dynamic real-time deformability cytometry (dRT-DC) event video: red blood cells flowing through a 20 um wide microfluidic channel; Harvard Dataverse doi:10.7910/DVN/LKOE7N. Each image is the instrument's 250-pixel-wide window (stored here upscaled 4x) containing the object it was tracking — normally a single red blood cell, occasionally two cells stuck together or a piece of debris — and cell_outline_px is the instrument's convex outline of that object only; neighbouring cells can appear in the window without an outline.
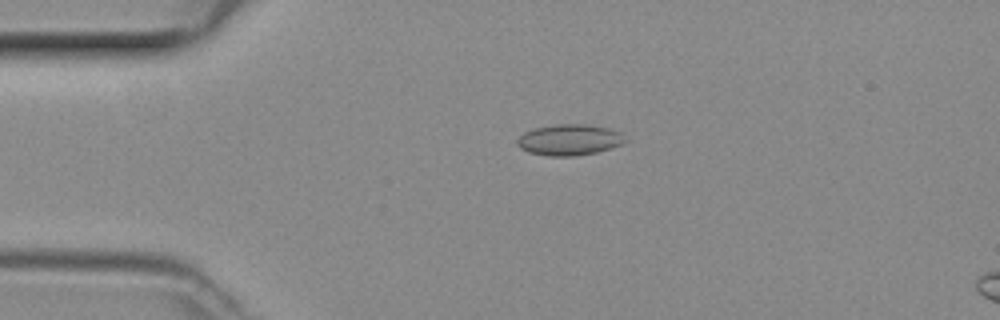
{"species": "common noctule bat (a hibernating species)", "species_latin": "Nyctalus noctula", "temperature_condition": "room temperature", "stored_images_in_passage": 38, "camera_frame_rate_fps": 3000, "um_per_image_px": 0.085, "animal": {"sex": "female", "body_mass_g": 29.2, "forearm_length_mm": 56.3}, "frame": {"image": 1, "passage_image": 1, "time_ms": 0.0, "image_size_px": [1000, 320], "cell_outline_px": [[624, 140], [620, 144], [596, 152], [572, 156], [548, 156], [528, 152], [520, 148], [516, 144], [516, 140], [524, 132], [536, 128], [556, 124], [588, 124], [608, 128], [620, 132]], "centroid_in_image_um": [48.33, 11.88], "position_along_channel_um": 36.7, "area_um2": 19.25}}
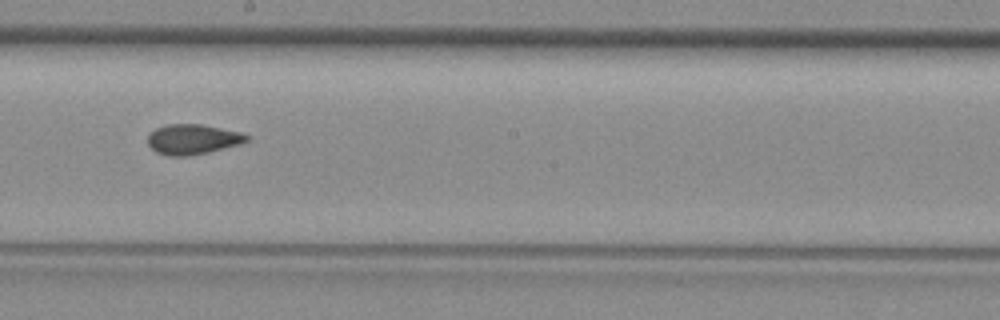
{"frame": {"image": 2, "passage_image": 17, "time_ms": 5.333, "image_size_px": [1000, 320], "cell_outline_px": [[248, 140], [240, 144], [208, 152], [188, 156], [168, 156], [156, 152], [148, 144], [148, 136], [156, 128], [168, 124], [200, 124], [240, 132], [248, 136]], "centroid_in_image_um": [16.36, 11.84], "position_along_channel_um": 231.8, "area_um2": 17.17}}
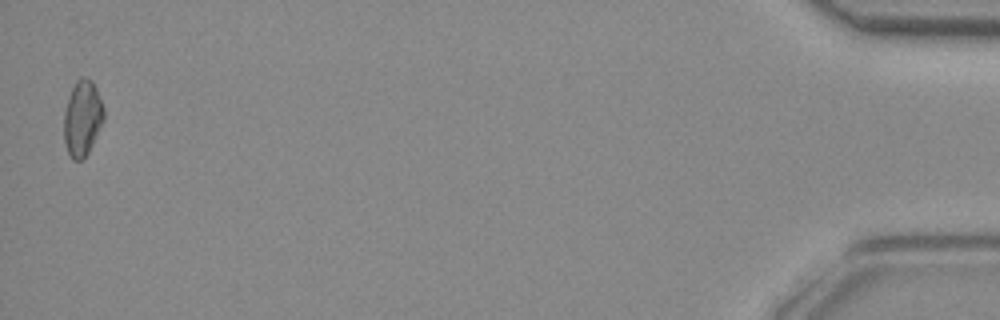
{"frame": {"image": 3, "passage_image": 38, "time_ms": 12.333, "image_size_px": [1000, 320], "cell_outline_px": [[104, 120], [88, 152], [80, 160], [72, 160], [68, 152], [64, 140], [64, 112], [68, 96], [76, 80], [80, 76], [84, 76], [92, 80], [96, 88], [104, 108]], "centroid_in_image_um": [7.0, 10.01], "position_along_channel_um": 428.2, "area_um2": 17.57}}